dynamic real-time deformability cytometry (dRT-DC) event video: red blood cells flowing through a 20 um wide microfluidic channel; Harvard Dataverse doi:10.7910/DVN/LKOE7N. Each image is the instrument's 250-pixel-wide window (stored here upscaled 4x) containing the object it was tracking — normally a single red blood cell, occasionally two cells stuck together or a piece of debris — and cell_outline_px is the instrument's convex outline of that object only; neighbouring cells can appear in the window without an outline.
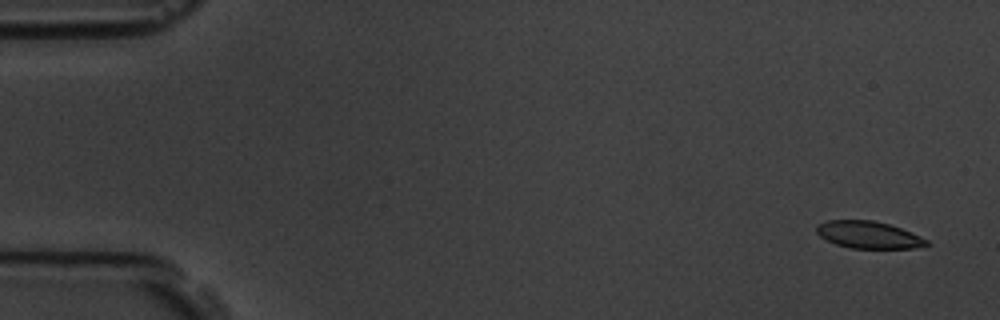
{"species": "common noctule bat (a hibernating species)", "species_latin": "Nyctalus noctula", "temperature_condition": "room temperature", "stored_images_in_passage": 5, "segment_of_instrument_passage": [1, 2], "camera_frame_rate_fps": 3000, "um_per_image_px": 0.085, "animal": {"sex": "male", "body_mass_g": 19.5, "forearm_length_mm": 54.6}, "frame": {"image": 1, "passage_image": 1, "time_ms": 0.0, "image_size_px": [1000, 320], "cell_outline_px": [[928, 244], [916, 248], [852, 248], [836, 244], [820, 236], [816, 232], [816, 224], [828, 220], [872, 220], [888, 224], [912, 232], [928, 240]], "centroid_in_image_um": [73.81, 19.95], "position_along_channel_um": 11.2, "area_um2": 17.28}}